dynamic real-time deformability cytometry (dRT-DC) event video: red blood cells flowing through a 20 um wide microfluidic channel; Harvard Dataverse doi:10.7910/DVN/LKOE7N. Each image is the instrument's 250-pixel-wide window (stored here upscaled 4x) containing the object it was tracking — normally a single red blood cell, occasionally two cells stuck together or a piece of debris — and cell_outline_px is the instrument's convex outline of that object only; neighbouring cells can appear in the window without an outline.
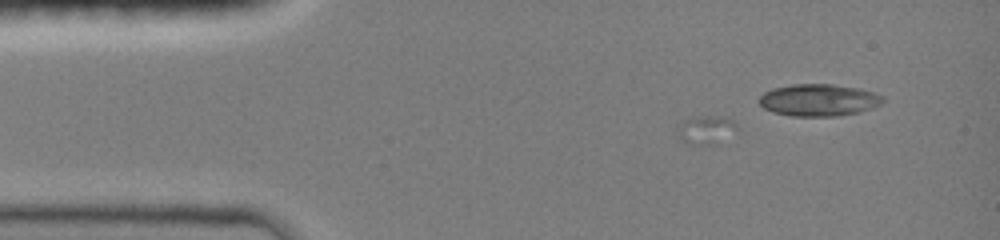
{"species": "common noctule bat (a hibernating species)", "species_latin": "Nyctalus noctula", "temperature_condition": "room temperature", "stored_images_in_passage": 23, "segment_of_instrument_passage": [1, 2], "camera_frame_rate_fps": 3000, "um_per_image_px": 0.085, "animal": {"sex": "female", "body_mass_g": 19.0, "forearm_length_mm": 51.5}, "frame": {"image": 1, "passage_image": 4, "time_ms": 2.0, "image_size_px": [1000, 240], "cell_outline_px": [[740, 128], [716, 144], [688, 144], [680, 140], [676, 136], [676, 124], [692, 116], [724, 116], [736, 120]], "centroid_in_image_um": [59.98, 11.0], "position_along_channel_um": 25.0, "area_um2": 10.4}}